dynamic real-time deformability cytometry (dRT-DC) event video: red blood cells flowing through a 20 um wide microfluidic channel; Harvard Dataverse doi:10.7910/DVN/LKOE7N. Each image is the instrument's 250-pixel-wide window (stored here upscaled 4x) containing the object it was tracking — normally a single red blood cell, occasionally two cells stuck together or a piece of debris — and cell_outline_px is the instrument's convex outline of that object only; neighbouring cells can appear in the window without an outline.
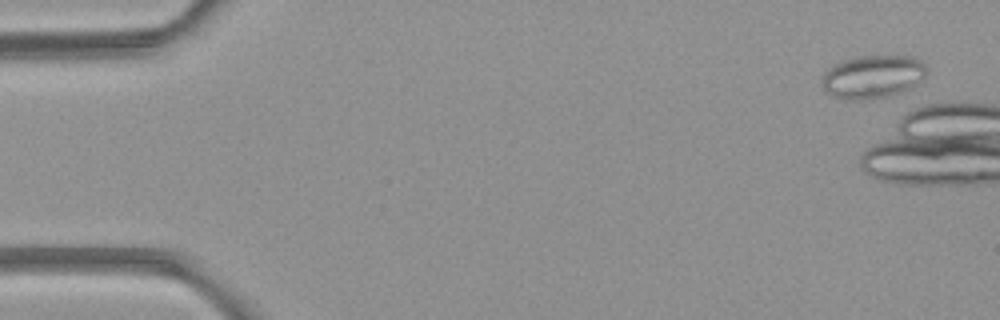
{"species": "common noctule bat (a hibernating species)", "species_latin": "Nyctalus noctula", "temperature_condition": "room temperature", "stored_images_in_passage": 6, "camera_frame_rate_fps": 3000, "um_per_image_px": 0.085, "animal": {"sex": "female", "body_mass_g": 21.9}, "frame": {"image": 1, "passage_image": 1, "time_ms": 0.0, "image_size_px": [1000, 320], "cell_outline_px": [[928, 72], [924, 76], [908, 88], [884, 96], [864, 100], [848, 100], [832, 96], [820, 84], [824, 72], [828, 68], [844, 60], [860, 56], [908, 56], [920, 60], [924, 64]], "centroid_in_image_um": [74.12, 6.51], "position_along_channel_um": 10.9, "area_um2": 25.84}}